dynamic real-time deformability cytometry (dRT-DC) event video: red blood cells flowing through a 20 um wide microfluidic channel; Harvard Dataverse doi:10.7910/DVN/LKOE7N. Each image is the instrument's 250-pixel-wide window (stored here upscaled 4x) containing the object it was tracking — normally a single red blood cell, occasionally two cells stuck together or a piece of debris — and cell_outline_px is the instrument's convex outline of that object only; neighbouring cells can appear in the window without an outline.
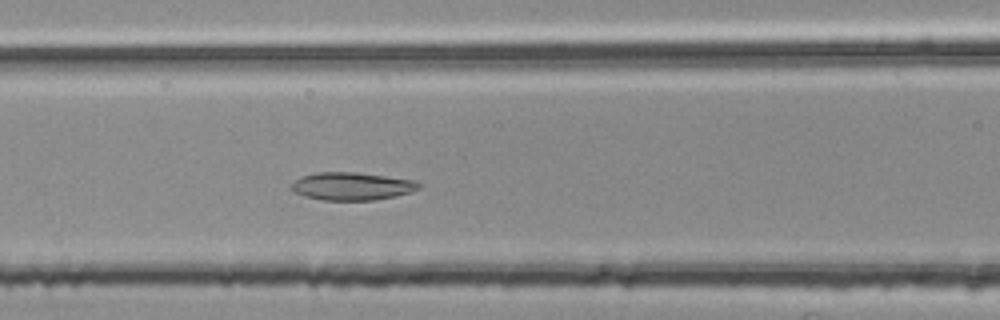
{"species": "common noctule bat (a hibernating species)", "species_latin": "Nyctalus noctula", "temperature_condition": "room temperature", "stored_images_in_passage": 45, "camera_frame_rate_fps": 3000, "um_per_image_px": 0.085, "animal": {"sex": "female", "body_mass_g": 25.1}, "frame": {"image": 1, "passage_image": 17, "time_ms": 5.333, "image_size_px": [1000, 320], "cell_outline_px": [[424, 184], [420, 188], [412, 192], [396, 196], [376, 200], [320, 200], [304, 196], [292, 192], [288, 188], [300, 176], [316, 172], [356, 172], [388, 176], [412, 180]], "centroid_in_image_um": [29.9, 15.83], "position_along_channel_um": 136.7, "area_um2": 21.04}}
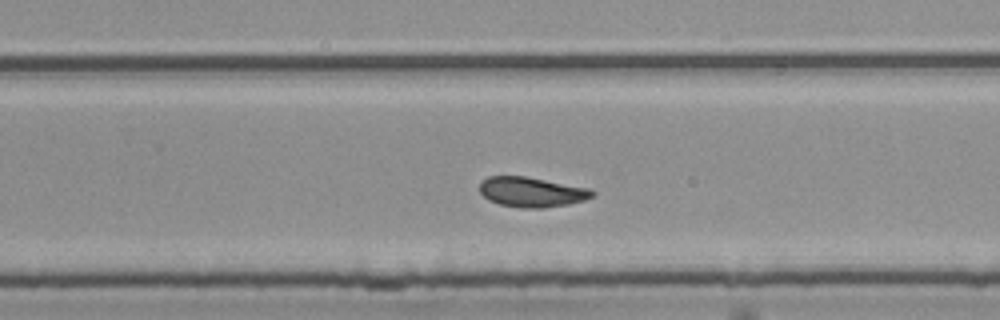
{"frame": {"image": 2, "passage_image": 29, "time_ms": 9.333, "image_size_px": [1000, 320], "cell_outline_px": [[596, 192], [592, 196], [584, 200], [568, 204], [544, 208], [520, 208], [500, 204], [488, 200], [480, 192], [480, 184], [488, 176], [524, 176], [588, 188]], "centroid_in_image_um": [45.18, 16.33], "position_along_channel_um": 284.6, "area_um2": 19.48}}
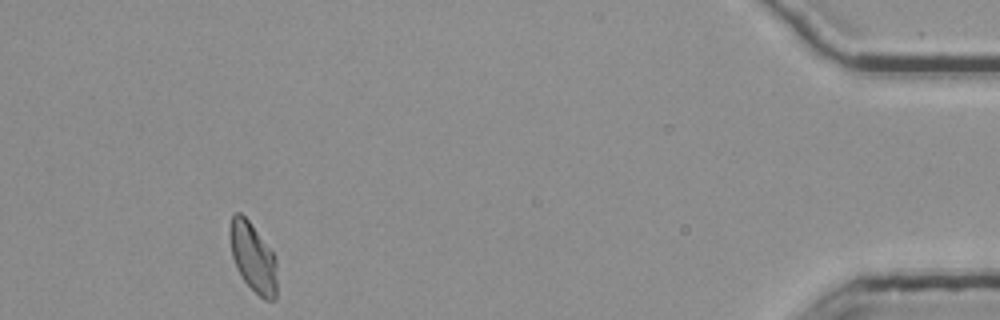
{"frame": {"image": 3, "passage_image": 45, "time_ms": 14.667, "image_size_px": [1000, 320], "cell_outline_px": [[276, 300], [264, 300], [240, 276], [236, 268], [232, 256], [228, 236], [228, 232], [232, 216], [236, 212], [240, 212], [248, 220], [272, 252], [276, 260]], "centroid_in_image_um": [21.47, 21.88], "position_along_channel_um": 413.7, "area_um2": 18.9}, "authors_computed_cell_mechanics": {"area_um2": 19.8832, "velocity_mm_per_s": 3.7156, "shape_relaxation_time_tau1_ms": null, "shape_relaxation_time_tau2_ms": 9.4182, "deformation_change_tau1": null, "deformation_change_tau2": 0.1452}}